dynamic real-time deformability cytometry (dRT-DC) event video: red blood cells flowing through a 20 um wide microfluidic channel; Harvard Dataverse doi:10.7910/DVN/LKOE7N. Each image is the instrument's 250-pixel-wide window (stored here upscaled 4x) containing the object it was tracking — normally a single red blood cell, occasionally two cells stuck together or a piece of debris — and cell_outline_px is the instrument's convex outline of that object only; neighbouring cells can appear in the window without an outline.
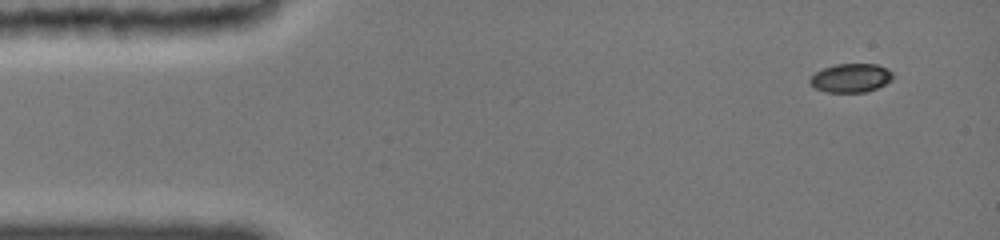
{"species": "common noctule bat (a hibernating species)", "species_latin": "Nyctalus noctula", "temperature_condition": "cold", "stored_images_in_passage": 4, "camera_frame_rate_fps": 3000, "um_per_image_px": 0.085, "animal": {"sex": "female", "body_mass_g": 19.0, "forearm_length_mm": 51.5}, "frame": {"image": 1, "passage_image": 1, "time_ms": 0.0, "image_size_px": [1000, 240], "cell_outline_px": [[892, 80], [876, 88], [864, 92], [824, 92], [816, 88], [808, 80], [816, 72], [824, 68], [836, 64], [876, 64], [888, 68], [892, 72]], "centroid_in_image_um": [72.33, 6.62], "position_along_channel_um": 12.7, "area_um2": 13.76}}
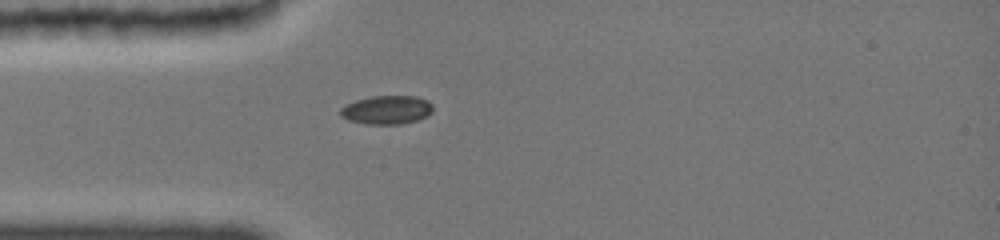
{"frame": {"image": 2, "passage_image": 4, "time_ms": 3.333, "image_size_px": [1000, 240], "cell_outline_px": [[432, 112], [416, 120], [396, 124], [368, 124], [352, 120], [340, 116], [340, 108], [356, 100], [372, 96], [416, 96], [428, 100], [432, 104]], "centroid_in_image_um": [32.88, 9.32], "position_along_channel_um": 52.1, "area_um2": 15.14}}